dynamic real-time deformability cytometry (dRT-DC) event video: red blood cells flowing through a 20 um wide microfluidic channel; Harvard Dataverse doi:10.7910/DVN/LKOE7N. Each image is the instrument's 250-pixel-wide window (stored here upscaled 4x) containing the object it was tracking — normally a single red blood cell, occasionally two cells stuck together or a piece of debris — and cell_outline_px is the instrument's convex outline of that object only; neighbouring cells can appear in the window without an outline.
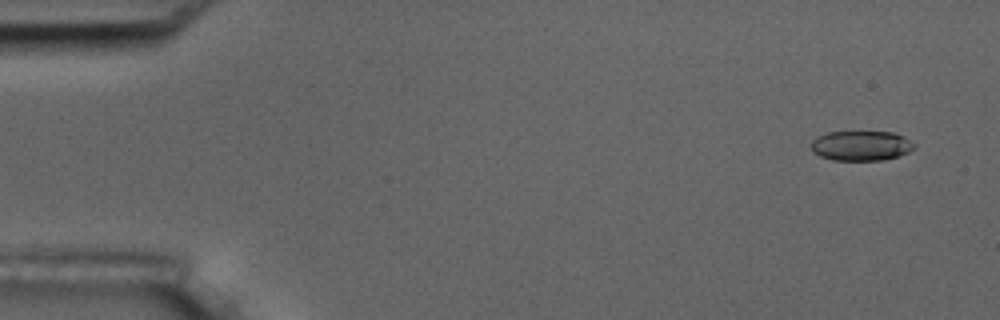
{"species": "common noctule bat (a hibernating species)", "species_latin": "Nyctalus noctula", "temperature_condition": "room temperature", "stored_images_in_passage": 6, "camera_frame_rate_fps": 3000, "um_per_image_px": 0.085, "animal": {"sex": "male", "body_mass_g": 17.5, "forearm_length_mm": 52.3}, "frame": {"image": 1, "passage_image": 1, "time_ms": 0.0, "image_size_px": [1000, 320], "cell_outline_px": [[916, 144], [908, 152], [900, 156], [884, 160], [832, 160], [820, 156], [812, 152], [812, 140], [816, 136], [828, 132], [892, 132], [904, 136]], "centroid_in_image_um": [73.19, 12.39], "position_along_channel_um": 11.8, "area_um2": 18.03}}
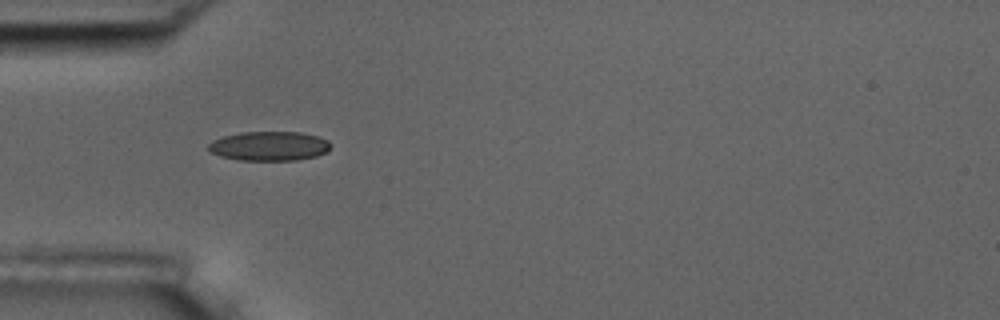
{"frame": {"image": 2, "passage_image": 5, "time_ms": 4.667, "image_size_px": [1000, 320], "cell_outline_px": [[332, 144], [328, 152], [316, 156], [296, 160], [236, 160], [220, 156], [212, 152], [208, 148], [208, 144], [212, 140], [224, 136], [240, 132], [300, 132], [320, 136], [328, 140]], "centroid_in_image_um": [22.92, 12.41], "position_along_channel_um": 62.1, "area_um2": 21.1}}